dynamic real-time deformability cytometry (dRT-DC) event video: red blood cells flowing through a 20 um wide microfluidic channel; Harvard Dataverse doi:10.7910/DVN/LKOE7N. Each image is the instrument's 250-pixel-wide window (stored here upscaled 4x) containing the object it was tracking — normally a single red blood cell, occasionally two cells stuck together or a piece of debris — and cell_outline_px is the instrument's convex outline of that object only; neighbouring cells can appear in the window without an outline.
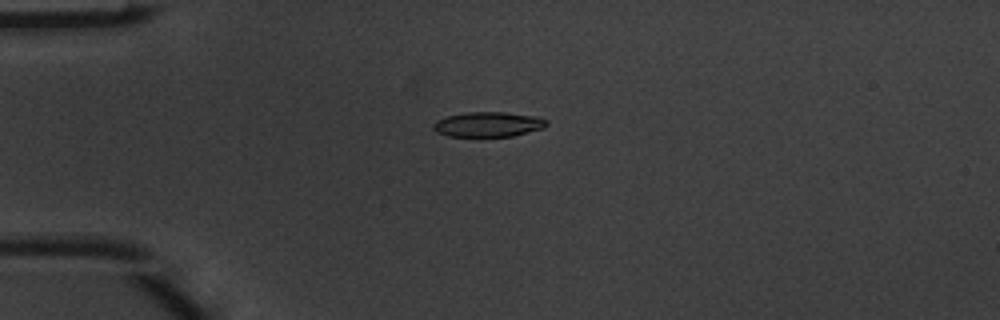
{"species": "common noctule bat (a hibernating species)", "species_latin": "Nyctalus noctula", "temperature_condition": "warm", "stored_images_in_passage": 7, "camera_frame_rate_fps": 3000, "um_per_image_px": 0.085, "animal": {"sex": "male", "body_mass_g": 20.1, "forearm_length_mm": 53.5}, "frame": {"image": 1, "passage_image": 4, "time_ms": 1.0, "image_size_px": [1000, 320], "cell_outline_px": [[548, 124], [544, 128], [512, 136], [448, 136], [436, 132], [432, 128], [432, 124], [436, 120], [448, 116], [464, 112], [504, 112], [536, 116], [548, 120]], "centroid_in_image_um": [41.49, 10.56], "position_along_channel_um": 43.5, "area_um2": 16.53}}
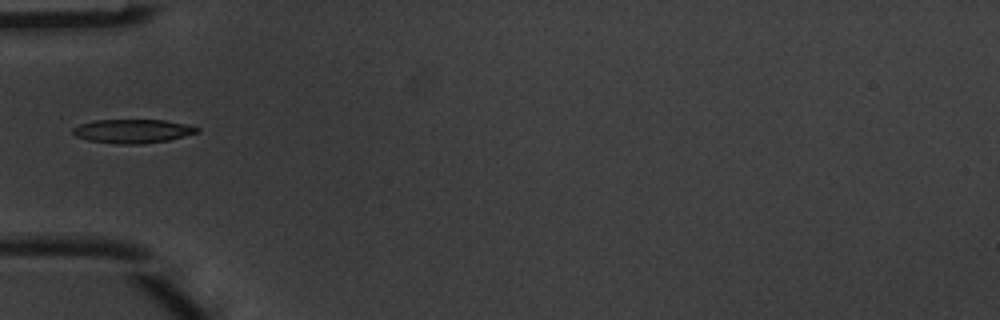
{"frame": {"image": 2, "passage_image": 5, "time_ms": 1.333, "image_size_px": [1000, 320], "cell_outline_px": [[200, 132], [168, 140], [140, 144], [116, 144], [88, 140], [76, 136], [72, 132], [72, 128], [80, 124], [96, 120], [164, 120], [184, 124], [200, 128]], "centroid_in_image_um": [11.27, 11.15], "position_along_channel_um": 73.7, "area_um2": 17.17}}
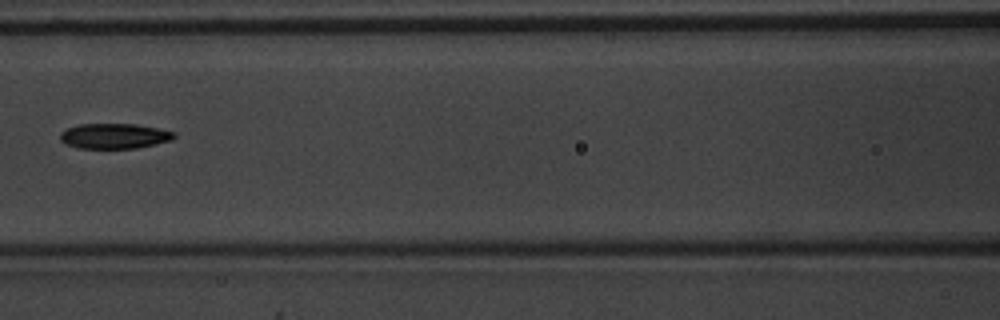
{"frame": {"image": 3, "passage_image": 7, "time_ms": 2.0, "image_size_px": [1000, 320], "cell_outline_px": [[176, 136], [172, 140], [136, 148], [80, 148], [64, 144], [60, 140], [60, 132], [68, 128], [80, 124], [136, 124], [176, 132]], "centroid_in_image_um": [9.71, 11.56], "position_along_channel_um": 156.9, "area_um2": 16.7}}